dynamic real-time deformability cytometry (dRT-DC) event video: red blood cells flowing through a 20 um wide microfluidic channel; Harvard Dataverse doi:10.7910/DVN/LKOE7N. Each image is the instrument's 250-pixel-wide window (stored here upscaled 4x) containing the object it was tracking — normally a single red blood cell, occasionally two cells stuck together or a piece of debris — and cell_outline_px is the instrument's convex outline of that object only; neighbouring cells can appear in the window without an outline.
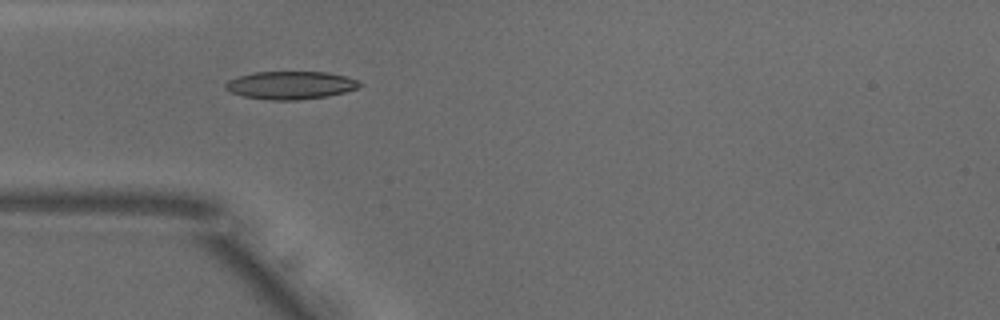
{"species": "common noctule bat (a hibernating species)", "species_latin": "Nyctalus noctula", "temperature_condition": "warm", "stored_images_in_passage": 38, "camera_frame_rate_fps": 3000, "um_per_image_px": 0.085, "animal": {"sex": "male", "body_mass_g": 18.8}, "frame": {"image": 1, "passage_image": 2, "time_ms": 0.333, "image_size_px": [1000, 320], "cell_outline_px": [[364, 84], [356, 88], [344, 92], [328, 96], [296, 100], [268, 100], [244, 96], [232, 92], [224, 88], [224, 84], [228, 80], [240, 76], [256, 72], [328, 72], [344, 76], [356, 80]], "centroid_in_image_um": [24.69, 7.24], "position_along_channel_um": 60.3, "area_um2": 21.68}}
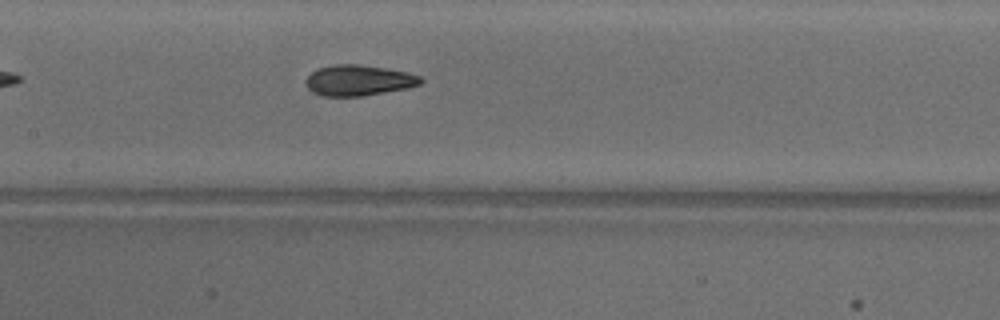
{"frame": {"image": 2, "passage_image": 11, "time_ms": 3.333, "image_size_px": [1000, 320], "cell_outline_px": [[424, 80], [420, 84], [408, 88], [360, 96], [324, 96], [312, 92], [304, 84], [304, 80], [316, 68], [332, 64], [356, 64], [384, 68], [408, 72], [420, 76]], "centroid_in_image_um": [30.45, 6.82], "position_along_channel_um": 177.0, "area_um2": 20.63}}
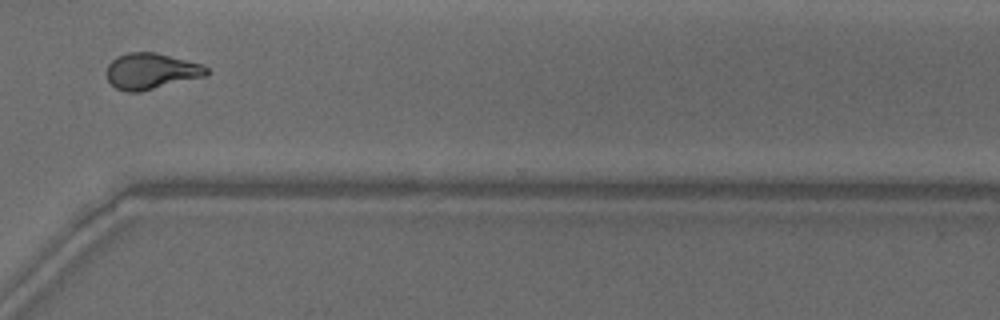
{"frame": {"image": 3, "passage_image": 25, "time_ms": 8.0, "image_size_px": [1000, 320], "cell_outline_px": [[208, 72], [204, 76], [140, 92], [124, 92], [116, 88], [108, 80], [108, 64], [116, 56], [128, 52], [156, 52], [200, 64], [208, 68]], "centroid_in_image_um": [12.81, 6.05], "position_along_channel_um": 357.8, "area_um2": 20.75}, "authors_computed_cell_mechanics": {"area_um2": 20.6057, "velocity_mm_per_s": 3.8854, "shape_relaxation_time_tau1_ms": null, "shape_relaxation_time_tau2_ms": 1.7832, "deformation_change_tau1": null, "deformation_change_tau2": 0.0813}}